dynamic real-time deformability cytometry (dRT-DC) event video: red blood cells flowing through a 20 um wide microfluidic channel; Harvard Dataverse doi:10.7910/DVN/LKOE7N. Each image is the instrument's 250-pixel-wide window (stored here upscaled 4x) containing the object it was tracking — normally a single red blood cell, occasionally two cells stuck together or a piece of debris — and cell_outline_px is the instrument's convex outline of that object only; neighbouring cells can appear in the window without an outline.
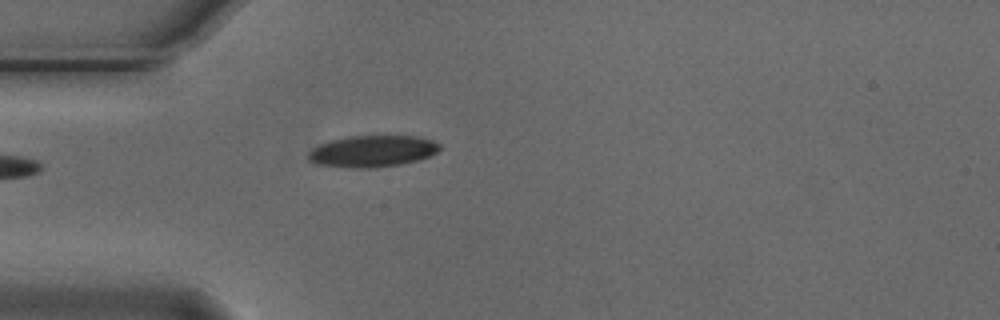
{"species": "Egyptian fruit bat (a non-hibernating species)", "species_latin": "Rousettus aegyptiacus", "temperature_condition": "cold", "stored_images_in_passage": 4, "camera_frame_rate_fps": 3000, "um_per_image_px": 0.085, "animal": {"sex": "male"}, "frame": {"image": 1, "passage_image": 4, "time_ms": 1.0, "image_size_px": [1000, 320], "cell_outline_px": [[444, 148], [428, 156], [416, 160], [400, 164], [376, 168], [352, 168], [316, 164], [308, 160], [308, 152], [312, 148], [320, 144], [332, 140], [348, 136], [416, 136], [432, 140], [440, 144]], "centroid_in_image_um": [31.65, 12.85], "position_along_channel_um": 53.4, "area_um2": 24.22}}